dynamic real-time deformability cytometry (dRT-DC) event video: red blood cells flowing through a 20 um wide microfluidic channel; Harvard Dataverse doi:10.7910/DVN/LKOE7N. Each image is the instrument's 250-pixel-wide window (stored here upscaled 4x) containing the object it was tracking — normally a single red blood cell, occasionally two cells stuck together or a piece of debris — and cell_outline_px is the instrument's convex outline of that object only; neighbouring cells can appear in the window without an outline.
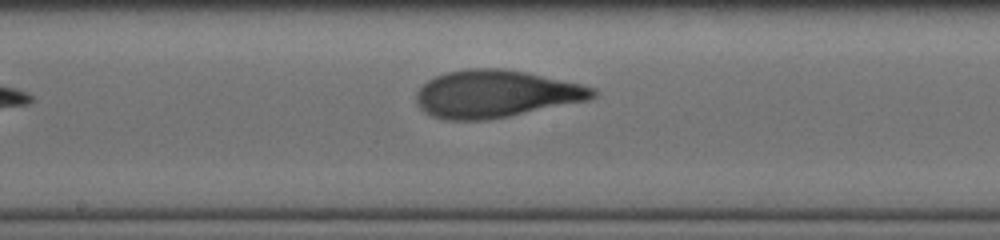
{"species": "human", "species_latin": "Homo sapiens", "temperature_condition": "cold", "stored_images_in_passage": 8, "camera_frame_rate_fps": 3000, "um_per_image_px": 0.085, "donor": {"sex": "male"}, "frame": {"image": 1, "passage_image": 8, "time_ms": 7.667, "image_size_px": [1000, 240], "cell_outline_px": [[600, 92], [596, 96], [588, 100], [488, 120], [444, 120], [432, 116], [424, 112], [416, 104], [416, 92], [428, 80], [436, 76], [448, 72], [468, 68], [504, 68], [524, 72], [580, 84], [596, 88]], "centroid_in_image_um": [42.12, 7.99], "position_along_channel_um": 206.1, "area_um2": 48.67}}